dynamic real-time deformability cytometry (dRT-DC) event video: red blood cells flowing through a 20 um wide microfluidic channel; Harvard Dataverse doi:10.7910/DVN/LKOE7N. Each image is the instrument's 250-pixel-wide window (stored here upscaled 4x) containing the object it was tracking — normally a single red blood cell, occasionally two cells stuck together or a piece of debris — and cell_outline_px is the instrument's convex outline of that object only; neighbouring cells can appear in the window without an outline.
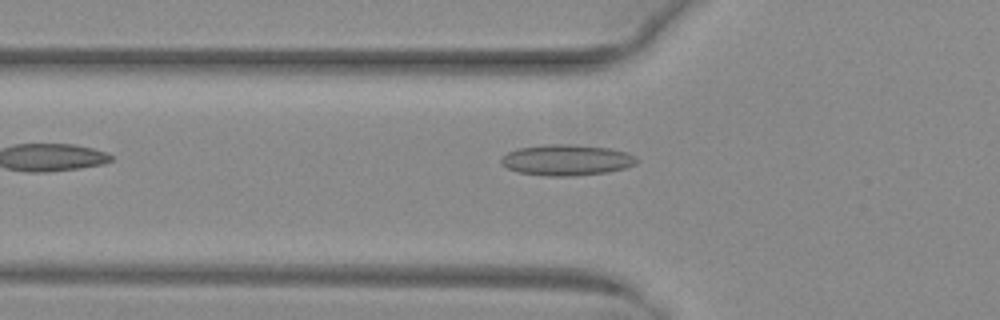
{"species": "common noctule bat (a hibernating species)", "species_latin": "Nyctalus noctula", "temperature_condition": "warm", "stored_images_in_passage": 37, "camera_frame_rate_fps": 3000, "um_per_image_px": 0.085, "animal": {"sex": "female", "body_mass_g": 29.2, "forearm_length_mm": 56.3}, "frame": {"image": 1, "passage_image": 4, "time_ms": 1.0, "image_size_px": [1000, 320], "cell_outline_px": [[640, 160], [636, 164], [624, 168], [608, 172], [576, 176], [548, 176], [520, 172], [508, 168], [500, 164], [500, 156], [516, 148], [544, 144], [572, 144], [612, 148], [628, 152], [636, 156]], "centroid_in_image_um": [48.18, 13.59], "position_along_channel_um": 77.6, "area_um2": 24.85}}
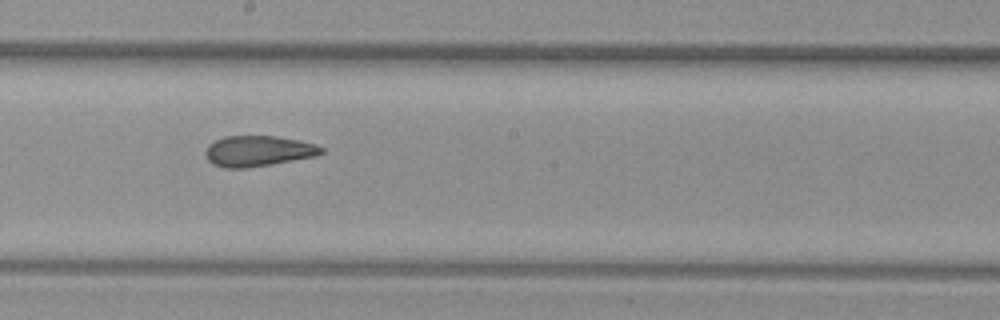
{"frame": {"image": 2, "passage_image": 15, "time_ms": 4.667, "image_size_px": [1000, 320], "cell_outline_px": [[324, 152], [316, 156], [272, 164], [248, 168], [224, 168], [212, 164], [208, 160], [204, 152], [208, 144], [224, 136], [276, 136], [300, 140], [316, 144], [324, 148]], "centroid_in_image_um": [21.94, 12.84], "position_along_channel_um": 226.3, "area_um2": 20.92}}
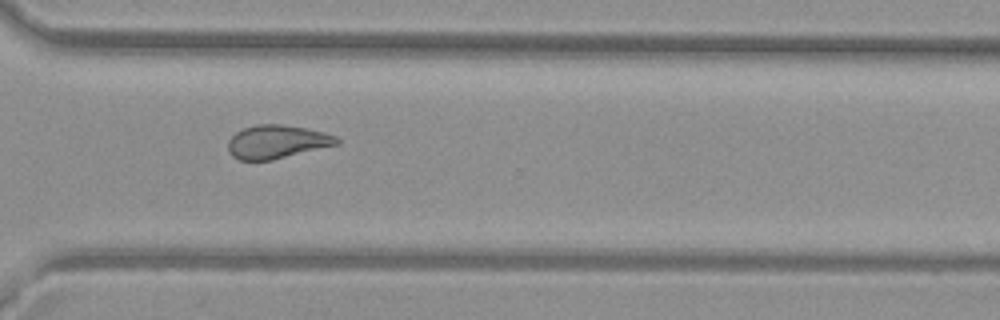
{"frame": {"image": 3, "passage_image": 24, "time_ms": 7.667, "image_size_px": [1000, 320], "cell_outline_px": [[340, 144], [272, 160], [240, 160], [232, 156], [228, 152], [228, 140], [236, 132], [244, 128], [256, 124], [280, 124], [304, 128], [324, 132], [336, 136], [340, 140]], "centroid_in_image_um": [23.53, 12.06], "position_along_channel_um": 347.1, "area_um2": 21.21}, "authors_computed_cell_mechanics": {"area_um2": 21.5594, "velocity_mm_per_s": 4.0334, "shape_relaxation_time_tau1_ms": null, "shape_relaxation_time_tau2_ms": 2.3376, "deformation_change_tau1": null, "deformation_change_tau2": 0.1037}}